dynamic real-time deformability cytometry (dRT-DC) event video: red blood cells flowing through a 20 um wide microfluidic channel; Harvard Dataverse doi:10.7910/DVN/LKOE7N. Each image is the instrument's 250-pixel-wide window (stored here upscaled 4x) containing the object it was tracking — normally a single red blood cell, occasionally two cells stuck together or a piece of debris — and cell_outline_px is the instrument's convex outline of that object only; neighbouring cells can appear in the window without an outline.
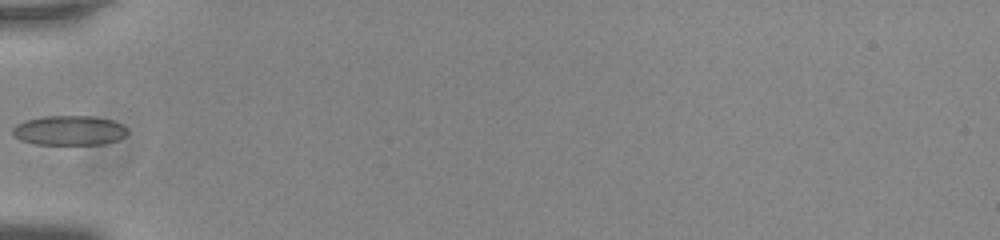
{"species": "common noctule bat (a hibernating species)", "species_latin": "Nyctalus noctula", "temperature_condition": "room temperature", "stored_images_in_passage": 30, "camera_frame_rate_fps": 3000, "um_per_image_px": 0.085, "animal": {"sex": "male", "body_mass_g": 20.0, "forearm_length_mm": 53.3}, "frame": {"image": 1, "passage_image": 1, "time_ms": 0.0, "image_size_px": [1000, 240], "cell_outline_px": [[128, 132], [124, 136], [116, 140], [104, 144], [36, 144], [20, 140], [12, 132], [12, 128], [16, 124], [24, 120], [44, 116], [96, 116], [112, 120], [128, 128]], "centroid_in_image_um": [5.88, 11.08], "position_along_channel_um": 79.1, "area_um2": 19.88}}
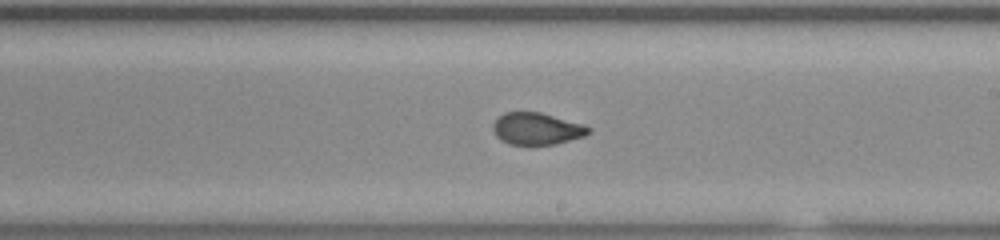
{"frame": {"image": 2, "passage_image": 14, "time_ms": 4.333, "image_size_px": [1000, 240], "cell_outline_px": [[592, 128], [584, 136], [556, 144], [508, 144], [500, 140], [496, 136], [492, 128], [492, 124], [504, 112], [540, 112], [584, 124]], "centroid_in_image_um": [45.61, 10.94], "position_along_channel_um": 243.4, "area_um2": 17.74}}
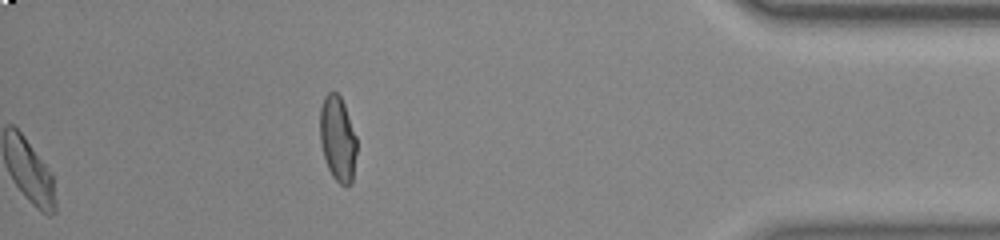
{"frame": {"image": 3, "passage_image": 30, "time_ms": 9.667, "image_size_px": [1000, 240], "cell_outline_px": [[356, 152], [352, 184], [340, 184], [332, 176], [328, 168], [324, 156], [320, 140], [320, 108], [324, 96], [328, 92], [336, 92], [340, 96], [344, 104], [356, 136]], "centroid_in_image_um": [28.7, 11.77], "position_along_channel_um": 406.5, "area_um2": 18.15}}